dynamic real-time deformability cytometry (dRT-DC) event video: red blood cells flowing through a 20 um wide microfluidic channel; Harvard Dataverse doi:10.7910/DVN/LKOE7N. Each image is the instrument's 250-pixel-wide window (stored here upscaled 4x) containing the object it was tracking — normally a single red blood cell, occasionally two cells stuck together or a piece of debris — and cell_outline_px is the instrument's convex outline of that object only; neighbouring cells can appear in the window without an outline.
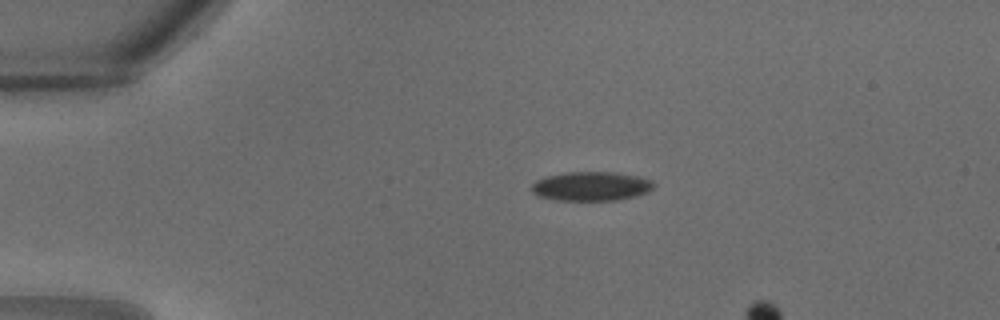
{"species": "common noctule bat (a hibernating species)", "species_latin": "Nyctalus noctula", "temperature_condition": "warm", "stored_images_in_passage": 4, "camera_frame_rate_fps": 3000, "um_per_image_px": 0.085, "animal": {"sex": "male", "body_mass_g": 18.8}, "frame": {"image": 1, "passage_image": 1, "time_ms": 0.0, "image_size_px": [1000, 320], "cell_outline_px": [[656, 184], [648, 192], [636, 196], [616, 200], [556, 200], [536, 196], [532, 192], [532, 184], [536, 180], [548, 176], [564, 172], [616, 172], [636, 176], [652, 180]], "centroid_in_image_um": [50.25, 15.83], "position_along_channel_um": 34.8, "area_um2": 20.81}}